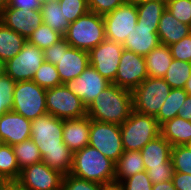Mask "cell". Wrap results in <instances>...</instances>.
Returning a JSON list of instances; mask_svg holds the SVG:
<instances>
[{"instance_id":"obj_1","label":"cell","mask_w":191,"mask_h":190,"mask_svg":"<svg viewBox=\"0 0 191 190\" xmlns=\"http://www.w3.org/2000/svg\"><path fill=\"white\" fill-rule=\"evenodd\" d=\"M30 130L42 161L64 175L69 174L74 153L63 142V119L46 113L31 121Z\"/></svg>"},{"instance_id":"obj_2","label":"cell","mask_w":191,"mask_h":190,"mask_svg":"<svg viewBox=\"0 0 191 190\" xmlns=\"http://www.w3.org/2000/svg\"><path fill=\"white\" fill-rule=\"evenodd\" d=\"M132 111V92L111 83L87 108V116L91 120L121 125Z\"/></svg>"},{"instance_id":"obj_3","label":"cell","mask_w":191,"mask_h":190,"mask_svg":"<svg viewBox=\"0 0 191 190\" xmlns=\"http://www.w3.org/2000/svg\"><path fill=\"white\" fill-rule=\"evenodd\" d=\"M70 174L99 184L115 181V163L87 145L74 152Z\"/></svg>"},{"instance_id":"obj_4","label":"cell","mask_w":191,"mask_h":190,"mask_svg":"<svg viewBox=\"0 0 191 190\" xmlns=\"http://www.w3.org/2000/svg\"><path fill=\"white\" fill-rule=\"evenodd\" d=\"M46 62L56 65L61 83L78 77L90 64L89 52L71 47L64 37L43 50Z\"/></svg>"},{"instance_id":"obj_5","label":"cell","mask_w":191,"mask_h":190,"mask_svg":"<svg viewBox=\"0 0 191 190\" xmlns=\"http://www.w3.org/2000/svg\"><path fill=\"white\" fill-rule=\"evenodd\" d=\"M63 37L71 47L90 52L106 39L103 16L88 11L69 24Z\"/></svg>"},{"instance_id":"obj_6","label":"cell","mask_w":191,"mask_h":190,"mask_svg":"<svg viewBox=\"0 0 191 190\" xmlns=\"http://www.w3.org/2000/svg\"><path fill=\"white\" fill-rule=\"evenodd\" d=\"M124 151H140L148 142L160 135V125L153 116L132 111L120 125Z\"/></svg>"},{"instance_id":"obj_7","label":"cell","mask_w":191,"mask_h":190,"mask_svg":"<svg viewBox=\"0 0 191 190\" xmlns=\"http://www.w3.org/2000/svg\"><path fill=\"white\" fill-rule=\"evenodd\" d=\"M171 89L163 78L147 77L132 91L133 111L156 117Z\"/></svg>"},{"instance_id":"obj_8","label":"cell","mask_w":191,"mask_h":190,"mask_svg":"<svg viewBox=\"0 0 191 190\" xmlns=\"http://www.w3.org/2000/svg\"><path fill=\"white\" fill-rule=\"evenodd\" d=\"M11 110L31 121L45 115L47 113L46 89L32 80L16 82Z\"/></svg>"},{"instance_id":"obj_9","label":"cell","mask_w":191,"mask_h":190,"mask_svg":"<svg viewBox=\"0 0 191 190\" xmlns=\"http://www.w3.org/2000/svg\"><path fill=\"white\" fill-rule=\"evenodd\" d=\"M47 113L59 119H77L87 115V108L65 84L46 89Z\"/></svg>"},{"instance_id":"obj_10","label":"cell","mask_w":191,"mask_h":190,"mask_svg":"<svg viewBox=\"0 0 191 190\" xmlns=\"http://www.w3.org/2000/svg\"><path fill=\"white\" fill-rule=\"evenodd\" d=\"M89 145L116 163L124 152L120 125L90 119Z\"/></svg>"},{"instance_id":"obj_11","label":"cell","mask_w":191,"mask_h":190,"mask_svg":"<svg viewBox=\"0 0 191 190\" xmlns=\"http://www.w3.org/2000/svg\"><path fill=\"white\" fill-rule=\"evenodd\" d=\"M138 13L136 3L127 1L103 16L106 39L123 44L135 30Z\"/></svg>"},{"instance_id":"obj_12","label":"cell","mask_w":191,"mask_h":190,"mask_svg":"<svg viewBox=\"0 0 191 190\" xmlns=\"http://www.w3.org/2000/svg\"><path fill=\"white\" fill-rule=\"evenodd\" d=\"M63 178L64 174L41 161L22 169L15 183L23 190H62Z\"/></svg>"},{"instance_id":"obj_13","label":"cell","mask_w":191,"mask_h":190,"mask_svg":"<svg viewBox=\"0 0 191 190\" xmlns=\"http://www.w3.org/2000/svg\"><path fill=\"white\" fill-rule=\"evenodd\" d=\"M44 61L43 50L27 41L22 50L5 63L6 75L15 82L31 81Z\"/></svg>"},{"instance_id":"obj_14","label":"cell","mask_w":191,"mask_h":190,"mask_svg":"<svg viewBox=\"0 0 191 190\" xmlns=\"http://www.w3.org/2000/svg\"><path fill=\"white\" fill-rule=\"evenodd\" d=\"M147 77L145 57L124 49L113 84L132 92Z\"/></svg>"},{"instance_id":"obj_15","label":"cell","mask_w":191,"mask_h":190,"mask_svg":"<svg viewBox=\"0 0 191 190\" xmlns=\"http://www.w3.org/2000/svg\"><path fill=\"white\" fill-rule=\"evenodd\" d=\"M123 50L121 43L105 39L89 52L90 65L102 77L113 83Z\"/></svg>"},{"instance_id":"obj_16","label":"cell","mask_w":191,"mask_h":190,"mask_svg":"<svg viewBox=\"0 0 191 190\" xmlns=\"http://www.w3.org/2000/svg\"><path fill=\"white\" fill-rule=\"evenodd\" d=\"M64 84L78 96L86 108H88L94 99L107 88L111 82L102 77L96 69L89 64L78 77Z\"/></svg>"},{"instance_id":"obj_17","label":"cell","mask_w":191,"mask_h":190,"mask_svg":"<svg viewBox=\"0 0 191 190\" xmlns=\"http://www.w3.org/2000/svg\"><path fill=\"white\" fill-rule=\"evenodd\" d=\"M0 21L26 40L33 31L43 24L41 10H23L17 8H5L0 13Z\"/></svg>"},{"instance_id":"obj_18","label":"cell","mask_w":191,"mask_h":190,"mask_svg":"<svg viewBox=\"0 0 191 190\" xmlns=\"http://www.w3.org/2000/svg\"><path fill=\"white\" fill-rule=\"evenodd\" d=\"M31 120L12 110L0 117V139L10 146L31 139Z\"/></svg>"},{"instance_id":"obj_19","label":"cell","mask_w":191,"mask_h":190,"mask_svg":"<svg viewBox=\"0 0 191 190\" xmlns=\"http://www.w3.org/2000/svg\"><path fill=\"white\" fill-rule=\"evenodd\" d=\"M90 118L63 120V142L74 153L89 145Z\"/></svg>"},{"instance_id":"obj_20","label":"cell","mask_w":191,"mask_h":190,"mask_svg":"<svg viewBox=\"0 0 191 190\" xmlns=\"http://www.w3.org/2000/svg\"><path fill=\"white\" fill-rule=\"evenodd\" d=\"M157 29L158 27L136 25L135 30L127 36L122 44L124 49L145 57L160 44Z\"/></svg>"},{"instance_id":"obj_21","label":"cell","mask_w":191,"mask_h":190,"mask_svg":"<svg viewBox=\"0 0 191 190\" xmlns=\"http://www.w3.org/2000/svg\"><path fill=\"white\" fill-rule=\"evenodd\" d=\"M190 33V25L181 23L168 9L163 11L157 29L160 44L170 46L188 36Z\"/></svg>"},{"instance_id":"obj_22","label":"cell","mask_w":191,"mask_h":190,"mask_svg":"<svg viewBox=\"0 0 191 190\" xmlns=\"http://www.w3.org/2000/svg\"><path fill=\"white\" fill-rule=\"evenodd\" d=\"M172 145L160 134L148 142L141 150L145 169L162 166L171 158Z\"/></svg>"},{"instance_id":"obj_23","label":"cell","mask_w":191,"mask_h":190,"mask_svg":"<svg viewBox=\"0 0 191 190\" xmlns=\"http://www.w3.org/2000/svg\"><path fill=\"white\" fill-rule=\"evenodd\" d=\"M161 135L172 145H185L191 140V121L174 117L160 126Z\"/></svg>"},{"instance_id":"obj_24","label":"cell","mask_w":191,"mask_h":190,"mask_svg":"<svg viewBox=\"0 0 191 190\" xmlns=\"http://www.w3.org/2000/svg\"><path fill=\"white\" fill-rule=\"evenodd\" d=\"M172 60L169 46L159 44L145 56L148 77L163 78Z\"/></svg>"},{"instance_id":"obj_25","label":"cell","mask_w":191,"mask_h":190,"mask_svg":"<svg viewBox=\"0 0 191 190\" xmlns=\"http://www.w3.org/2000/svg\"><path fill=\"white\" fill-rule=\"evenodd\" d=\"M146 171L140 151H124L115 163V181L121 182L136 173Z\"/></svg>"},{"instance_id":"obj_26","label":"cell","mask_w":191,"mask_h":190,"mask_svg":"<svg viewBox=\"0 0 191 190\" xmlns=\"http://www.w3.org/2000/svg\"><path fill=\"white\" fill-rule=\"evenodd\" d=\"M27 40L0 21V59L5 63L17 55Z\"/></svg>"},{"instance_id":"obj_27","label":"cell","mask_w":191,"mask_h":190,"mask_svg":"<svg viewBox=\"0 0 191 190\" xmlns=\"http://www.w3.org/2000/svg\"><path fill=\"white\" fill-rule=\"evenodd\" d=\"M137 25L146 27H158L163 11L166 9V0H150L136 3Z\"/></svg>"},{"instance_id":"obj_28","label":"cell","mask_w":191,"mask_h":190,"mask_svg":"<svg viewBox=\"0 0 191 190\" xmlns=\"http://www.w3.org/2000/svg\"><path fill=\"white\" fill-rule=\"evenodd\" d=\"M41 13L43 23L64 36L67 29L69 28L70 23L64 16L59 2L55 0L43 2L41 7Z\"/></svg>"},{"instance_id":"obj_29","label":"cell","mask_w":191,"mask_h":190,"mask_svg":"<svg viewBox=\"0 0 191 190\" xmlns=\"http://www.w3.org/2000/svg\"><path fill=\"white\" fill-rule=\"evenodd\" d=\"M20 173L12 146L2 143L0 146V181L15 183L19 179Z\"/></svg>"},{"instance_id":"obj_30","label":"cell","mask_w":191,"mask_h":190,"mask_svg":"<svg viewBox=\"0 0 191 190\" xmlns=\"http://www.w3.org/2000/svg\"><path fill=\"white\" fill-rule=\"evenodd\" d=\"M188 93L181 88H172L168 97L165 99L160 111L155 117L161 126L168 120L178 116V109L184 103Z\"/></svg>"},{"instance_id":"obj_31","label":"cell","mask_w":191,"mask_h":190,"mask_svg":"<svg viewBox=\"0 0 191 190\" xmlns=\"http://www.w3.org/2000/svg\"><path fill=\"white\" fill-rule=\"evenodd\" d=\"M13 152L17 158L20 171L28 166L42 161L38 146L32 139L12 145Z\"/></svg>"},{"instance_id":"obj_32","label":"cell","mask_w":191,"mask_h":190,"mask_svg":"<svg viewBox=\"0 0 191 190\" xmlns=\"http://www.w3.org/2000/svg\"><path fill=\"white\" fill-rule=\"evenodd\" d=\"M191 75V62L173 59L163 79L171 88L185 87Z\"/></svg>"},{"instance_id":"obj_33","label":"cell","mask_w":191,"mask_h":190,"mask_svg":"<svg viewBox=\"0 0 191 190\" xmlns=\"http://www.w3.org/2000/svg\"><path fill=\"white\" fill-rule=\"evenodd\" d=\"M32 81L44 89H50L62 84L56 65L46 61L36 70Z\"/></svg>"},{"instance_id":"obj_34","label":"cell","mask_w":191,"mask_h":190,"mask_svg":"<svg viewBox=\"0 0 191 190\" xmlns=\"http://www.w3.org/2000/svg\"><path fill=\"white\" fill-rule=\"evenodd\" d=\"M62 37L63 36L60 33L54 31L48 25L43 23L33 31L27 41L44 50L56 43Z\"/></svg>"},{"instance_id":"obj_35","label":"cell","mask_w":191,"mask_h":190,"mask_svg":"<svg viewBox=\"0 0 191 190\" xmlns=\"http://www.w3.org/2000/svg\"><path fill=\"white\" fill-rule=\"evenodd\" d=\"M171 159L174 172L191 175V150H189L185 145L172 147Z\"/></svg>"},{"instance_id":"obj_36","label":"cell","mask_w":191,"mask_h":190,"mask_svg":"<svg viewBox=\"0 0 191 190\" xmlns=\"http://www.w3.org/2000/svg\"><path fill=\"white\" fill-rule=\"evenodd\" d=\"M60 7L69 23L85 15L88 9V0H61Z\"/></svg>"},{"instance_id":"obj_37","label":"cell","mask_w":191,"mask_h":190,"mask_svg":"<svg viewBox=\"0 0 191 190\" xmlns=\"http://www.w3.org/2000/svg\"><path fill=\"white\" fill-rule=\"evenodd\" d=\"M15 84L16 82L6 74L0 78V117L12 109Z\"/></svg>"},{"instance_id":"obj_38","label":"cell","mask_w":191,"mask_h":190,"mask_svg":"<svg viewBox=\"0 0 191 190\" xmlns=\"http://www.w3.org/2000/svg\"><path fill=\"white\" fill-rule=\"evenodd\" d=\"M166 9L181 23L191 26L190 0H166Z\"/></svg>"},{"instance_id":"obj_39","label":"cell","mask_w":191,"mask_h":190,"mask_svg":"<svg viewBox=\"0 0 191 190\" xmlns=\"http://www.w3.org/2000/svg\"><path fill=\"white\" fill-rule=\"evenodd\" d=\"M122 190H152V182L146 171L136 173L120 182Z\"/></svg>"},{"instance_id":"obj_40","label":"cell","mask_w":191,"mask_h":190,"mask_svg":"<svg viewBox=\"0 0 191 190\" xmlns=\"http://www.w3.org/2000/svg\"><path fill=\"white\" fill-rule=\"evenodd\" d=\"M146 173L152 184L172 180L174 173L172 159L170 158L162 166L150 167V169L146 170Z\"/></svg>"},{"instance_id":"obj_41","label":"cell","mask_w":191,"mask_h":190,"mask_svg":"<svg viewBox=\"0 0 191 190\" xmlns=\"http://www.w3.org/2000/svg\"><path fill=\"white\" fill-rule=\"evenodd\" d=\"M99 183L81 179L72 174L64 175L62 190H98Z\"/></svg>"},{"instance_id":"obj_42","label":"cell","mask_w":191,"mask_h":190,"mask_svg":"<svg viewBox=\"0 0 191 190\" xmlns=\"http://www.w3.org/2000/svg\"><path fill=\"white\" fill-rule=\"evenodd\" d=\"M173 59L191 62V33L169 46Z\"/></svg>"},{"instance_id":"obj_43","label":"cell","mask_w":191,"mask_h":190,"mask_svg":"<svg viewBox=\"0 0 191 190\" xmlns=\"http://www.w3.org/2000/svg\"><path fill=\"white\" fill-rule=\"evenodd\" d=\"M128 0H88V9L98 15H106Z\"/></svg>"},{"instance_id":"obj_44","label":"cell","mask_w":191,"mask_h":190,"mask_svg":"<svg viewBox=\"0 0 191 190\" xmlns=\"http://www.w3.org/2000/svg\"><path fill=\"white\" fill-rule=\"evenodd\" d=\"M42 3L41 0H9L6 8L41 10Z\"/></svg>"},{"instance_id":"obj_45","label":"cell","mask_w":191,"mask_h":190,"mask_svg":"<svg viewBox=\"0 0 191 190\" xmlns=\"http://www.w3.org/2000/svg\"><path fill=\"white\" fill-rule=\"evenodd\" d=\"M172 181L176 190H191L190 174L174 172Z\"/></svg>"},{"instance_id":"obj_46","label":"cell","mask_w":191,"mask_h":190,"mask_svg":"<svg viewBox=\"0 0 191 190\" xmlns=\"http://www.w3.org/2000/svg\"><path fill=\"white\" fill-rule=\"evenodd\" d=\"M178 117L191 121V95H187L184 103L178 109Z\"/></svg>"},{"instance_id":"obj_47","label":"cell","mask_w":191,"mask_h":190,"mask_svg":"<svg viewBox=\"0 0 191 190\" xmlns=\"http://www.w3.org/2000/svg\"><path fill=\"white\" fill-rule=\"evenodd\" d=\"M152 190H176V188L173 185V181L169 180V181L153 184Z\"/></svg>"},{"instance_id":"obj_48","label":"cell","mask_w":191,"mask_h":190,"mask_svg":"<svg viewBox=\"0 0 191 190\" xmlns=\"http://www.w3.org/2000/svg\"><path fill=\"white\" fill-rule=\"evenodd\" d=\"M98 190H122L121 185L117 181L100 184Z\"/></svg>"},{"instance_id":"obj_49","label":"cell","mask_w":191,"mask_h":190,"mask_svg":"<svg viewBox=\"0 0 191 190\" xmlns=\"http://www.w3.org/2000/svg\"><path fill=\"white\" fill-rule=\"evenodd\" d=\"M188 95H191V75L190 78L186 81L185 87L183 88Z\"/></svg>"},{"instance_id":"obj_50","label":"cell","mask_w":191,"mask_h":190,"mask_svg":"<svg viewBox=\"0 0 191 190\" xmlns=\"http://www.w3.org/2000/svg\"><path fill=\"white\" fill-rule=\"evenodd\" d=\"M7 190H23L16 183L7 182Z\"/></svg>"},{"instance_id":"obj_51","label":"cell","mask_w":191,"mask_h":190,"mask_svg":"<svg viewBox=\"0 0 191 190\" xmlns=\"http://www.w3.org/2000/svg\"><path fill=\"white\" fill-rule=\"evenodd\" d=\"M6 74L5 62L0 59V78Z\"/></svg>"},{"instance_id":"obj_52","label":"cell","mask_w":191,"mask_h":190,"mask_svg":"<svg viewBox=\"0 0 191 190\" xmlns=\"http://www.w3.org/2000/svg\"><path fill=\"white\" fill-rule=\"evenodd\" d=\"M9 0H0V13L3 9H5L8 5Z\"/></svg>"},{"instance_id":"obj_53","label":"cell","mask_w":191,"mask_h":190,"mask_svg":"<svg viewBox=\"0 0 191 190\" xmlns=\"http://www.w3.org/2000/svg\"><path fill=\"white\" fill-rule=\"evenodd\" d=\"M0 190H7V182L0 181Z\"/></svg>"},{"instance_id":"obj_54","label":"cell","mask_w":191,"mask_h":190,"mask_svg":"<svg viewBox=\"0 0 191 190\" xmlns=\"http://www.w3.org/2000/svg\"><path fill=\"white\" fill-rule=\"evenodd\" d=\"M185 146H186L189 150H191V140H190L189 142H187V143L185 144Z\"/></svg>"},{"instance_id":"obj_55","label":"cell","mask_w":191,"mask_h":190,"mask_svg":"<svg viewBox=\"0 0 191 190\" xmlns=\"http://www.w3.org/2000/svg\"><path fill=\"white\" fill-rule=\"evenodd\" d=\"M129 1H132V2H134V3H140V2H142V1H150V0H129Z\"/></svg>"},{"instance_id":"obj_56","label":"cell","mask_w":191,"mask_h":190,"mask_svg":"<svg viewBox=\"0 0 191 190\" xmlns=\"http://www.w3.org/2000/svg\"><path fill=\"white\" fill-rule=\"evenodd\" d=\"M42 2H47V1H51V0H41ZM55 1H61V0H55Z\"/></svg>"}]
</instances>
